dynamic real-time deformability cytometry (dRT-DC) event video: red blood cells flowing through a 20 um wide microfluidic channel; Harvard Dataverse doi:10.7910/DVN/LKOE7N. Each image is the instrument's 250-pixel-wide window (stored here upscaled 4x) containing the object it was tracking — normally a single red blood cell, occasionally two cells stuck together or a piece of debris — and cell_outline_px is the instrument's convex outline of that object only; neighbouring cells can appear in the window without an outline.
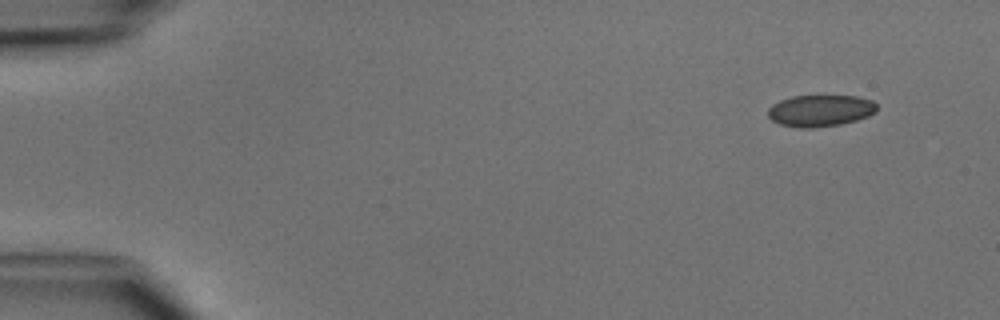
{"species": "common noctule bat (a hibernating species)", "species_latin": "Nyctalus noctula", "temperature_condition": "cold", "stored_images_in_passage": 3, "camera_frame_rate_fps": 3000, "um_per_image_px": 0.085, "animal": {"sex": "male", "body_mass_g": 15.6}, "frame": {"image": 1, "passage_image": 1, "time_ms": 0.0, "image_size_px": [1000, 320], "cell_outline_px": [[876, 112], [868, 116], [856, 120], [840, 124], [812, 128], [800, 128], [780, 124], [772, 120], [768, 116], [768, 108], [772, 104], [780, 100], [792, 96], [856, 96], [872, 100], [876, 104]], "centroid_in_image_um": [69.71, 9.4], "position_along_channel_um": 15.3, "area_um2": 20.06}}